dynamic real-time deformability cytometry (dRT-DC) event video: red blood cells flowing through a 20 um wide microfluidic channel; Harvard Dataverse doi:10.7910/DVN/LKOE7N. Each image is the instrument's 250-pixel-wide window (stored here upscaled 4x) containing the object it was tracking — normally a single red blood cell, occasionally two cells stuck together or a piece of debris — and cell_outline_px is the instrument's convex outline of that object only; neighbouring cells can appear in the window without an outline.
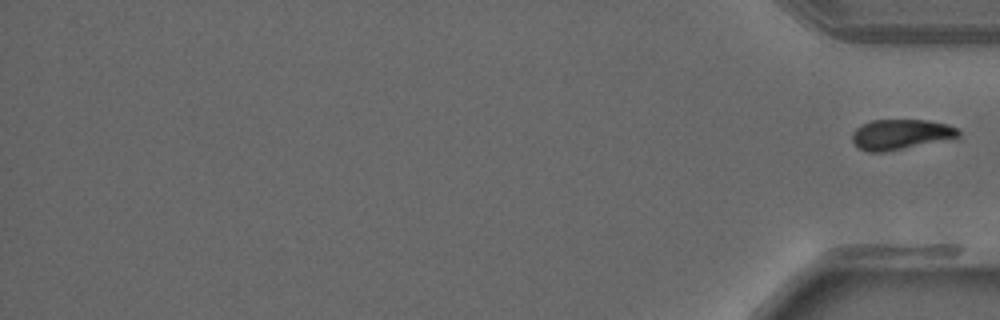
{"species": "common noctule bat (a hibernating species)", "species_latin": "Nyctalus noctula", "temperature_condition": "warm", "stored_images_in_passage": 32, "segment_of_instrument_passage": [2, 2], "camera_frame_rate_fps": 3000, "um_per_image_px": 0.085, "animal": {"sex": "male", "forearm_length_mm": 52.5}, "frame": {"image": 1, "passage_image": 32, "time_ms": 10.333, "image_size_px": [1000, 320], "cell_outline_px": [[960, 136], [956, 140], [880, 152], [868, 152], [860, 148], [852, 140], [852, 132], [860, 124], [872, 120], [928, 120], [948, 124], [960, 128]], "centroid_in_image_um": [76.66, 11.42], "position_along_channel_um": 358.5, "area_um2": 19.25}}